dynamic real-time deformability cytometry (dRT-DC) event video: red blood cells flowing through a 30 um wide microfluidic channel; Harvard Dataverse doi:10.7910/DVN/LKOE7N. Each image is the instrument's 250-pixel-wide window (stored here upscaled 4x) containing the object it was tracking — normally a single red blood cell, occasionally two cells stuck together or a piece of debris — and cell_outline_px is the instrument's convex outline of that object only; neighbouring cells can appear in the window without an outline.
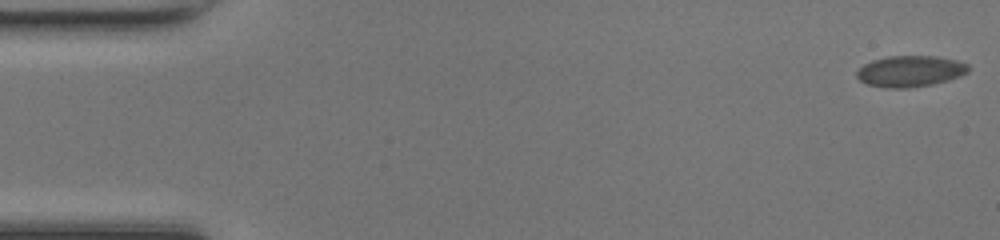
{"species": "common noctule bat (a hibernating species)", "species_latin": "Nyctalus noctula", "temperature_condition": "room temperature", "stored_images_in_passage": 51, "camera_frame_rate_fps": 3000, "um_per_image_px": 0.085, "animal": {"sex": "female", "body_mass_g": 17.0, "forearm_length_mm": 48.0}, "frame": {"image": 1, "passage_image": 1, "time_ms": 0.0, "image_size_px": [1000, 240], "cell_outline_px": [[968, 72], [932, 84], [908, 88], [892, 88], [868, 84], [860, 80], [856, 76], [856, 72], [864, 64], [872, 60], [888, 56], [932, 56], [956, 60], [968, 64]], "centroid_in_image_um": [77.32, 6.04], "position_along_channel_um": 7.7, "area_um2": 19.83}}
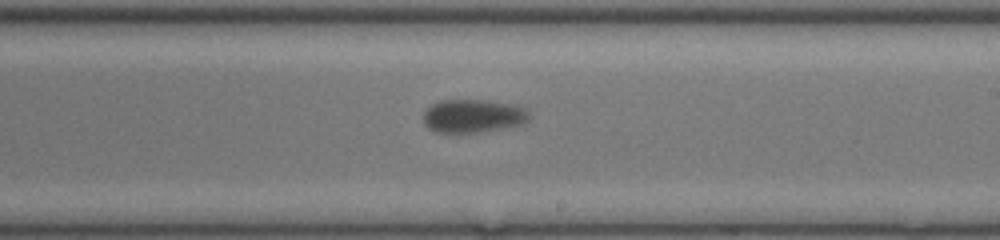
{"frame": {"image": 2, "passage_image": 30, "time_ms": 9.667, "image_size_px": [1000, 240], "cell_outline_px": [[528, 120], [524, 124], [476, 132], [436, 132], [428, 128], [424, 124], [424, 112], [432, 104], [440, 100], [484, 100], [508, 104], [524, 108], [528, 112]], "centroid_in_image_um": [40.17, 9.85], "position_along_channel_um": 248.8, "area_um2": 20.17}}
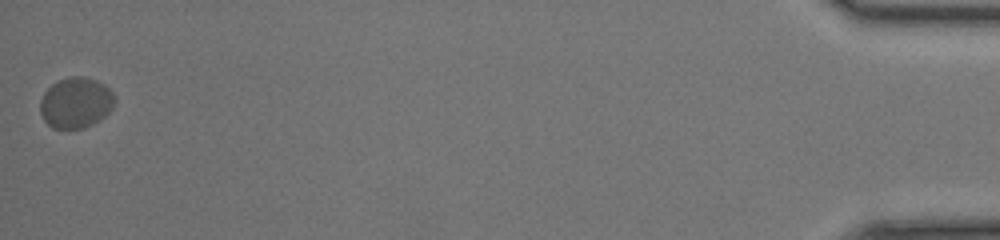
{"frame": {"image": 3, "passage_image": 51, "time_ms": 16.667, "image_size_px": [1000, 240], "cell_outline_px": [[116, 100], [112, 108], [100, 120], [84, 128], [52, 128], [44, 120], [40, 112], [40, 100], [44, 92], [52, 84], [60, 80], [72, 76], [80, 76], [96, 80], [104, 84], [112, 92]], "centroid_in_image_um": [6.44, 8.73], "position_along_channel_um": 428.8, "area_um2": 21.96}, "authors_computed_cell_mechanics": {"area_um2": 20.1144, "velocity_mm_per_s": 4.0663, "shape_relaxation_time_tau1_ms": 2.0289, "shape_relaxation_time_tau2_ms": 3.1797, "deformation_change_tau1": 0.0819, "deformation_change_tau2": 0.0422}}